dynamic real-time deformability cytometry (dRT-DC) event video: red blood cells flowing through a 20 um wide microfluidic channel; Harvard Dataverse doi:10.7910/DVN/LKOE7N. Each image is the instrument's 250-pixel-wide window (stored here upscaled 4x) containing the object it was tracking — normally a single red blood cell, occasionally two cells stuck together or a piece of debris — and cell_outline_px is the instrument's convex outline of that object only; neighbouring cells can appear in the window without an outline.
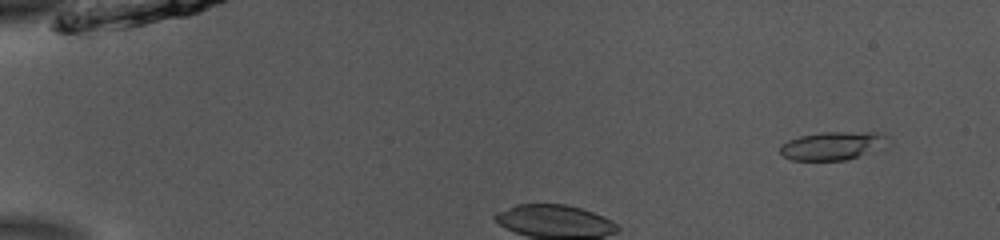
{"species": "common noctule bat (a hibernating species)", "species_latin": "Nyctalus noctula", "temperature_condition": "room temperature", "stored_images_in_passage": 42, "camera_frame_rate_fps": 3000, "um_per_image_px": 0.085, "animal": {"sex": "male", "body_mass_g": 13.0, "forearm_length_mm": 53.1}, "frame": {"image": 1, "passage_image": 5, "time_ms": 1.333, "image_size_px": [1000, 240], "cell_outline_px": [[888, 136], [884, 148], [848, 160], [792, 160], [784, 156], [780, 152], [780, 144], [788, 140], [800, 136], [820, 132], [884, 132]], "centroid_in_image_um": [70.81, 12.38], "position_along_channel_um": 14.2, "area_um2": 18.03}}
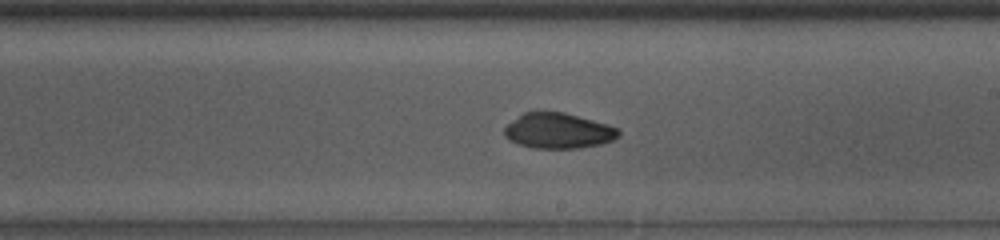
{"frame": {"image": 2, "passage_image": 24, "time_ms": 7.667, "image_size_px": [1000, 240], "cell_outline_px": [[620, 136], [612, 140], [600, 144], [580, 148], [532, 148], [508, 140], [504, 136], [504, 128], [508, 124], [524, 112], [564, 112], [608, 124], [620, 128]], "centroid_in_image_um": [47.47, 11.12], "position_along_channel_um": 241.5, "area_um2": 23.58}}
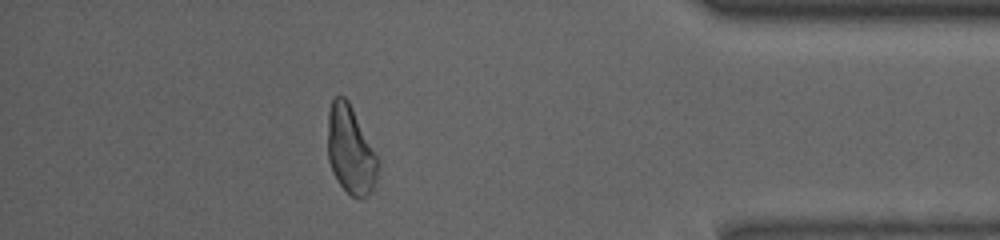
{"frame": {"image": 3, "passage_image": 39, "time_ms": 12.667, "image_size_px": [1000, 240], "cell_outline_px": [[380, 168], [376, 180], [368, 196], [360, 200], [352, 196], [336, 180], [332, 172], [328, 160], [328, 112], [332, 100], [336, 96], [344, 96], [348, 100], [380, 156]], "centroid_in_image_um": [29.84, 12.77], "position_along_channel_um": 405.4, "area_um2": 26.53}}